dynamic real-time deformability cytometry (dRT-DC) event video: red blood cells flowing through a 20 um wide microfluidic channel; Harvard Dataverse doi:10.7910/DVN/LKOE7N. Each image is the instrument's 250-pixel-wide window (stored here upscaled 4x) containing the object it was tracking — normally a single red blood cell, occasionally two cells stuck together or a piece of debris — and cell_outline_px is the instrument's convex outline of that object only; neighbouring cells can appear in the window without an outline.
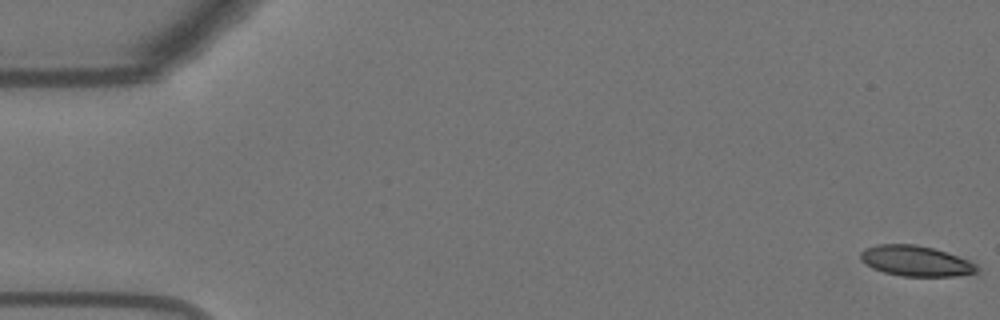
{"species": "Egyptian fruit bat (a non-hibernating species)", "species_latin": "Rousettus aegyptiacus", "temperature_condition": "warm", "stored_images_in_passage": 5, "camera_frame_rate_fps": 3000, "um_per_image_px": 0.085, "animal": {"sex": "female"}, "frame": {"image": 1, "passage_image": 1, "time_ms": 0.0, "image_size_px": [1000, 320], "cell_outline_px": [[980, 272], [956, 276], [900, 276], [884, 272], [872, 268], [864, 264], [860, 260], [860, 252], [864, 248], [876, 244], [916, 244], [932, 248], [968, 260], [976, 264], [980, 268]], "centroid_in_image_um": [77.81, 22.18], "position_along_channel_um": 7.2, "area_um2": 20.81}}